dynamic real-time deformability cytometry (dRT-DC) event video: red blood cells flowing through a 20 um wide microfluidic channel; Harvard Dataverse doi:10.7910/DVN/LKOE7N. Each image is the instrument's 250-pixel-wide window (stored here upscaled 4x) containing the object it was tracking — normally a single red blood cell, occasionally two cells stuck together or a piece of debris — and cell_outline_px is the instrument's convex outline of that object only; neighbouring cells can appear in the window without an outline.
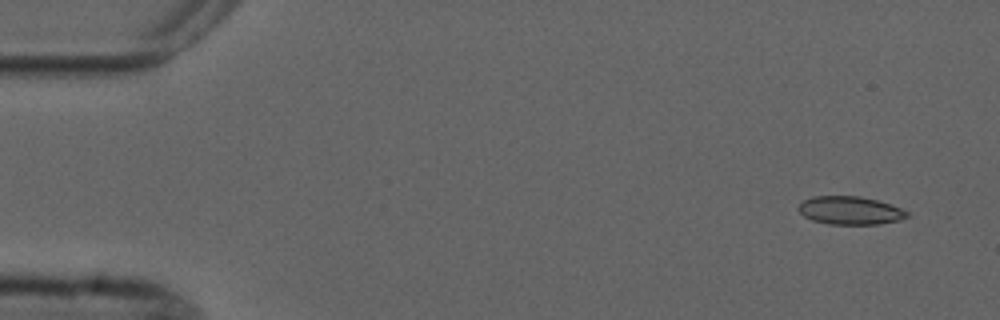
{"species": "common noctule bat (a hibernating species)", "species_latin": "Nyctalus noctula", "temperature_condition": "cold", "stored_images_in_passage": 7, "camera_frame_rate_fps": 3000, "um_per_image_px": 0.085, "animal": {"sex": "male", "forearm_length_mm": 52.5}, "frame": {"image": 1, "passage_image": 1, "time_ms": 0.0, "image_size_px": [1000, 320], "cell_outline_px": [[908, 216], [896, 220], [876, 224], [828, 224], [812, 220], [804, 216], [796, 208], [804, 200], [812, 196], [860, 196], [876, 200], [900, 208], [908, 212]], "centroid_in_image_um": [72.19, 17.88], "position_along_channel_um": 12.8, "area_um2": 17.57}}
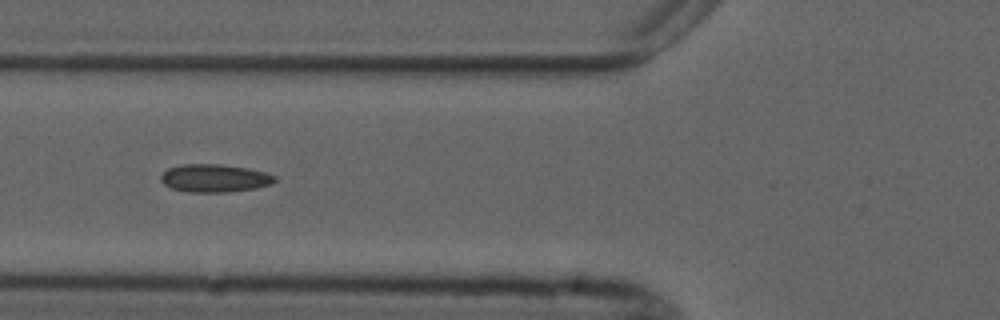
{"frame": {"image": 2, "passage_image": 5, "time_ms": 5.667, "image_size_px": [1000, 320], "cell_outline_px": [[276, 180], [272, 184], [256, 188], [228, 192], [188, 192], [172, 188], [164, 184], [160, 180], [160, 176], [168, 168], [184, 164], [220, 164], [248, 168], [264, 172], [276, 176]], "centroid_in_image_um": [18.24, 15.15], "position_along_channel_um": 107.6, "area_um2": 18.55}}
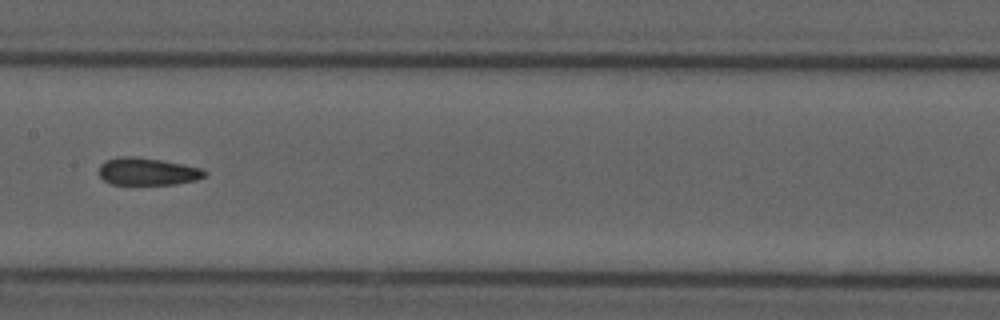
{"frame": {"image": 3, "passage_image": 7, "time_ms": 8.0, "image_size_px": [1000, 320], "cell_outline_px": [[208, 172], [204, 176], [196, 180], [176, 184], [112, 184], [104, 180], [100, 176], [100, 164], [104, 160], [120, 156], [132, 156], [160, 160], [184, 164], [200, 168]], "centroid_in_image_um": [12.53, 14.57], "position_along_channel_um": 194.9, "area_um2": 16.82}}